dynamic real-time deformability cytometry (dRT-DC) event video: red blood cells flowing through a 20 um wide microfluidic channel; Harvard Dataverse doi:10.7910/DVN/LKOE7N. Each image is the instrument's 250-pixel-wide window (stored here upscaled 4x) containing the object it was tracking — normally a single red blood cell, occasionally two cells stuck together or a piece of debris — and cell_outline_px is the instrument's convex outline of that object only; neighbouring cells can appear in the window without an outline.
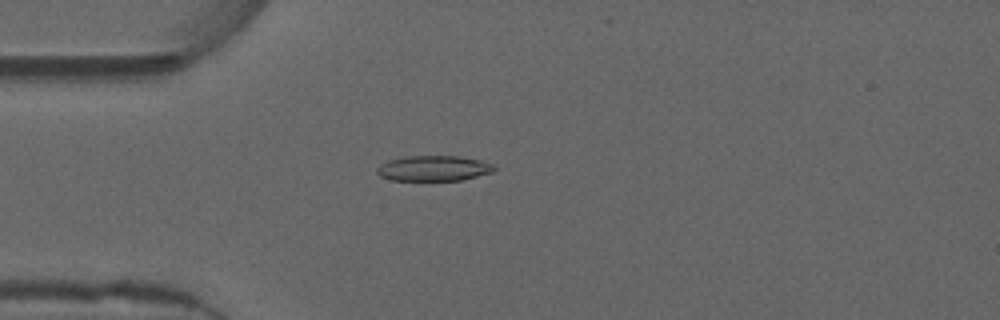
{"species": "common noctule bat (a hibernating species)", "species_latin": "Nyctalus noctula", "temperature_condition": "warm", "stored_images_in_passage": 46, "camera_frame_rate_fps": 3000, "um_per_image_px": 0.085, "animal": {"sex": "male", "forearm_length_mm": 52.5}, "frame": {"image": 1, "passage_image": 6, "time_ms": 1.667, "image_size_px": [1000, 320], "cell_outline_px": [[496, 168], [492, 172], [464, 180], [392, 180], [380, 176], [376, 172], [376, 168], [380, 164], [388, 160], [404, 156], [460, 156], [480, 160], [492, 164]], "centroid_in_image_um": [36.84, 14.3], "position_along_channel_um": 48.2, "area_um2": 17.4}}
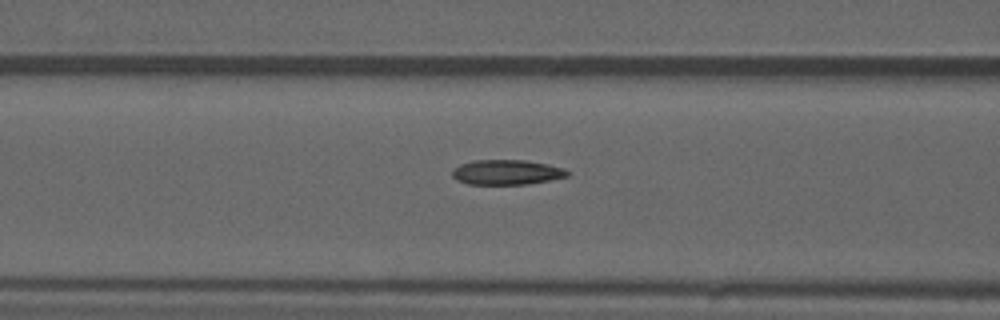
{"frame": {"image": 2, "passage_image": 13, "time_ms": 4.0, "image_size_px": [1000, 320], "cell_outline_px": [[568, 176], [528, 184], [468, 184], [452, 176], [452, 172], [460, 164], [476, 160], [524, 160], [548, 164], [564, 168], [568, 172]], "centroid_in_image_um": [43.09, 14.63], "position_along_channel_um": 123.5, "area_um2": 16.47}}
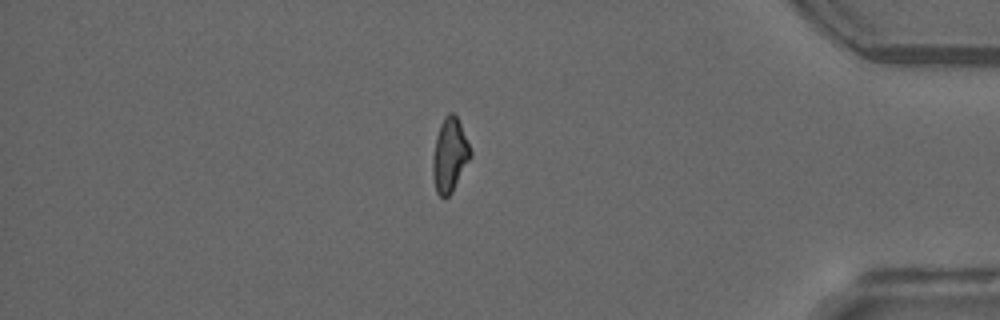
{"frame": {"image": 3, "passage_image": 38, "time_ms": 12.333, "image_size_px": [1000, 320], "cell_outline_px": [[472, 156], [452, 192], [444, 200], [436, 192], [432, 176], [432, 156], [436, 136], [440, 124], [444, 116], [448, 112], [452, 112], [456, 116], [460, 124], [472, 152]], "centroid_in_image_um": [38.2, 13.21], "position_along_channel_um": 397.0, "area_um2": 16.42}, "authors_computed_cell_mechanics": {"area_um2": 16.6464, "velocity_mm_per_s": 3.7332, "shape_relaxation_time_tau1_ms": null, "shape_relaxation_time_tau2_ms": 4.0869, "deformation_change_tau1": null, "deformation_change_tau2": 0.1143}}